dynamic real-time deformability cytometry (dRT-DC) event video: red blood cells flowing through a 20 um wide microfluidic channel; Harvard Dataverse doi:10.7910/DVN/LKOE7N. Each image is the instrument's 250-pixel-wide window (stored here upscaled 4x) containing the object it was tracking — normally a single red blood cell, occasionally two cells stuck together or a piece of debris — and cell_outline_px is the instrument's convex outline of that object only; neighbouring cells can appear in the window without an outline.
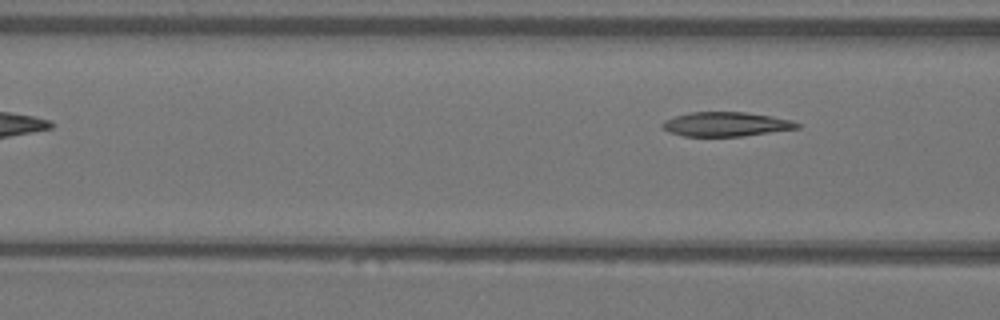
{"species": "Egyptian fruit bat (a non-hibernating species)", "species_latin": "Rousettus aegyptiacus", "temperature_condition": "warm", "stored_images_in_passage": 7, "camera_frame_rate_fps": 3000, "um_per_image_px": 0.085, "animal": {"sex": "female"}, "frame": {"image": 1, "passage_image": 7, "time_ms": 2.0, "image_size_px": [1000, 320], "cell_outline_px": [[800, 128], [740, 136], [684, 136], [668, 132], [660, 124], [664, 120], [688, 112], [744, 112], [772, 116], [792, 120], [800, 124]], "centroid_in_image_um": [61.69, 10.55], "position_along_channel_um": 104.9, "area_um2": 19.02}}